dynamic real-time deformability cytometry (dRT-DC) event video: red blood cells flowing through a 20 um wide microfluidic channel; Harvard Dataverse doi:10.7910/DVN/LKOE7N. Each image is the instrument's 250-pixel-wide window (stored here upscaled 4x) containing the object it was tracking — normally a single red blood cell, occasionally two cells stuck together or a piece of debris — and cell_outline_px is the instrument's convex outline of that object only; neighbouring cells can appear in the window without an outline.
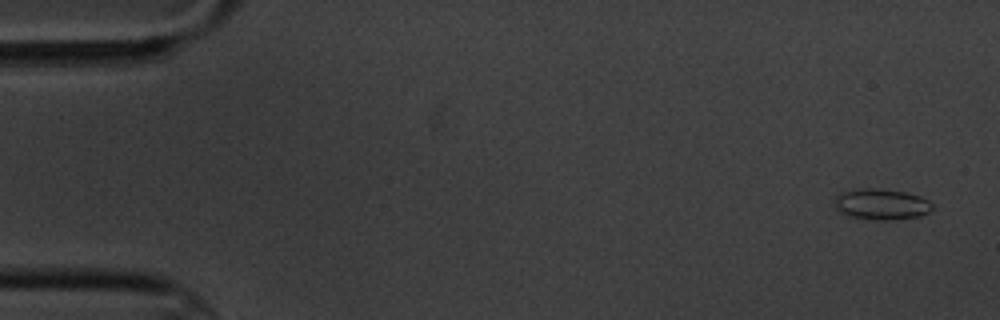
{"species": "common noctule bat (a hibernating species)", "species_latin": "Nyctalus noctula", "temperature_condition": "cold", "stored_images_in_passage": 5, "camera_frame_rate_fps": 3000, "um_per_image_px": 0.085, "animal": {"sex": "male", "body_mass_g": 20.1, "forearm_length_mm": 53.5}, "frame": {"image": 1, "passage_image": 1, "time_ms": 0.0, "image_size_px": [1000, 320], "cell_outline_px": [[932, 208], [928, 212], [920, 216], [888, 220], [876, 220], [848, 216], [840, 212], [836, 208], [836, 196], [840, 192], [864, 188], [872, 188], [904, 192], [920, 196], [928, 200], [932, 204]], "centroid_in_image_um": [74.91, 17.36], "position_along_channel_um": 10.1, "area_um2": 17.4}}
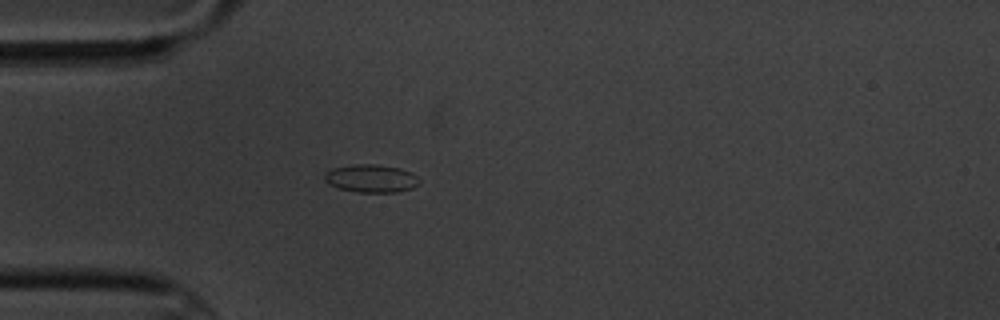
{"frame": {"image": 2, "passage_image": 5, "time_ms": 4.667, "image_size_px": [1000, 320], "cell_outline_px": [[420, 184], [412, 188], [396, 192], [356, 192], [340, 188], [328, 184], [324, 180], [324, 172], [332, 168], [352, 164], [376, 164], [400, 168], [412, 172], [420, 180]], "centroid_in_image_um": [31.54, 15.16], "position_along_channel_um": 53.5, "area_um2": 15.61}}